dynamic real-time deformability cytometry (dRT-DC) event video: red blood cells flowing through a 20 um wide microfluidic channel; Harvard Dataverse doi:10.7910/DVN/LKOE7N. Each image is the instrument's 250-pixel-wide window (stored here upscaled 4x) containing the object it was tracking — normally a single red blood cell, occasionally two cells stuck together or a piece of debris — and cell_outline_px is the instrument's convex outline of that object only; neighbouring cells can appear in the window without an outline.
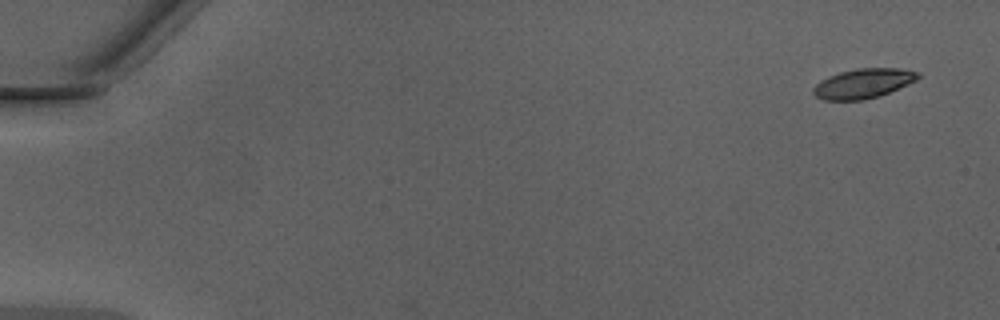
{"species": "Egyptian fruit bat (a non-hibernating species)", "species_latin": "Rousettus aegyptiacus", "temperature_condition": "warm", "stored_images_in_passage": 4, "camera_frame_rate_fps": 3000, "um_per_image_px": 0.085, "animal": {"sex": "male"}, "frame": {"image": 1, "passage_image": 1, "time_ms": 0.0, "image_size_px": [1000, 320], "cell_outline_px": [[920, 76], [916, 80], [908, 84], [880, 96], [864, 100], [824, 100], [816, 96], [812, 92], [812, 88], [820, 80], [828, 76], [840, 72], [856, 68], [900, 68], [920, 72]], "centroid_in_image_um": [73.37, 7.09], "position_along_channel_um": 11.6, "area_um2": 18.21}}